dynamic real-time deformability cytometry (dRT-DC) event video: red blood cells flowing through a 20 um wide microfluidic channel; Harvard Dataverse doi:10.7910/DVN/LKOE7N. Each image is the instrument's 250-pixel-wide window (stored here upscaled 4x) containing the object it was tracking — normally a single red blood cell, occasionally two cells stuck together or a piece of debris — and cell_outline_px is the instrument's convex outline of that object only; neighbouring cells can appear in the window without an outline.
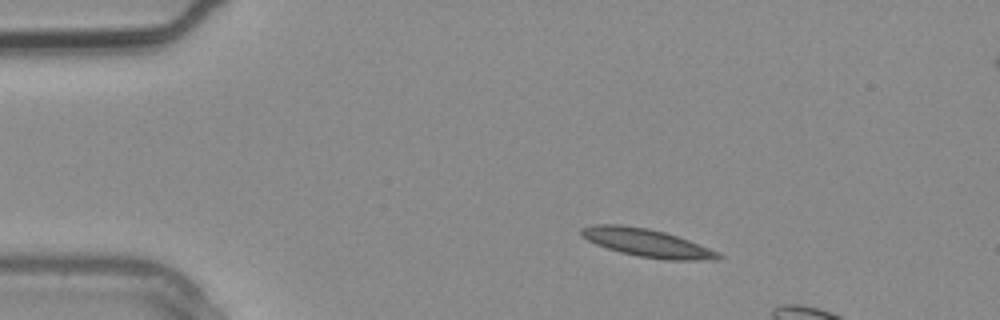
{"species": "common noctule bat (a hibernating species)", "species_latin": "Nyctalus noctula", "temperature_condition": "warm", "stored_images_in_passage": 4, "camera_frame_rate_fps": 3000, "um_per_image_px": 0.085, "animal": {"sex": "male", "body_mass_g": 20.4}, "frame": {"image": 1, "passage_image": 1, "time_ms": 0.0, "image_size_px": [1000, 320], "cell_outline_px": [[724, 256], [716, 260], [664, 260], [640, 256], [620, 252], [596, 244], [580, 236], [580, 228], [596, 224], [620, 224], [648, 228], [664, 232], [688, 240], [720, 252]], "centroid_in_image_um": [55.0, 20.64], "position_along_channel_um": 30.0, "area_um2": 22.37}}